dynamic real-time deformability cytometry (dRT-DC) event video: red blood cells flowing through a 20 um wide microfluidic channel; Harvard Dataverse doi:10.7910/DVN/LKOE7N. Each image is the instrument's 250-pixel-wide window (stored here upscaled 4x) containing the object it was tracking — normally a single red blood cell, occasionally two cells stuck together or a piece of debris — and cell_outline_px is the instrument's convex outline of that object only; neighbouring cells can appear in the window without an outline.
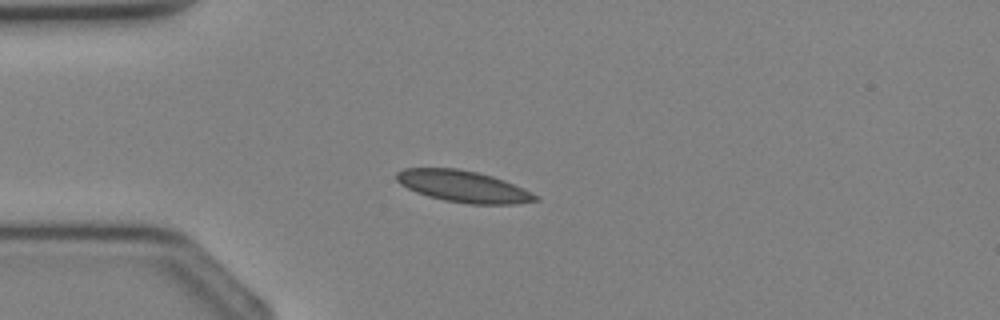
{"species": "Egyptian fruit bat (a non-hibernating species)", "species_latin": "Rousettus aegyptiacus", "temperature_condition": "cold", "stored_images_in_passage": 36, "camera_frame_rate_fps": 3000, "um_per_image_px": 0.085, "animal": {"sex": "female"}, "frame": {"image": 1, "passage_image": 9, "time_ms": 2.667, "image_size_px": [1000, 320], "cell_outline_px": [[540, 200], [516, 204], [468, 204], [444, 200], [428, 196], [416, 192], [400, 184], [396, 180], [396, 172], [404, 168], [456, 168], [476, 172], [492, 176], [504, 180], [524, 188], [540, 196]], "centroid_in_image_um": [39.4, 15.85], "position_along_channel_um": 45.6, "area_um2": 25.66}}
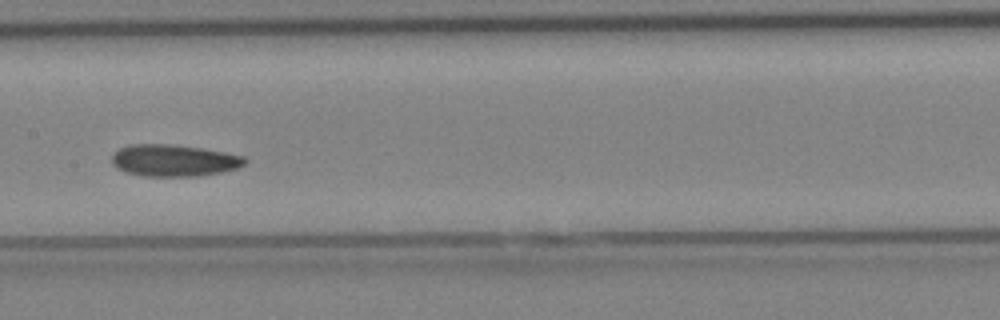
{"frame": {"image": 2, "passage_image": 18, "time_ms": 5.667, "image_size_px": [1000, 320], "cell_outline_px": [[248, 160], [244, 164], [236, 168], [220, 172], [200, 176], [144, 176], [128, 172], [116, 168], [112, 164], [112, 156], [120, 148], [132, 144], [168, 144], [204, 148], [244, 156]], "centroid_in_image_um": [14.79, 13.63], "position_along_channel_um": 192.6, "area_um2": 24.57}}
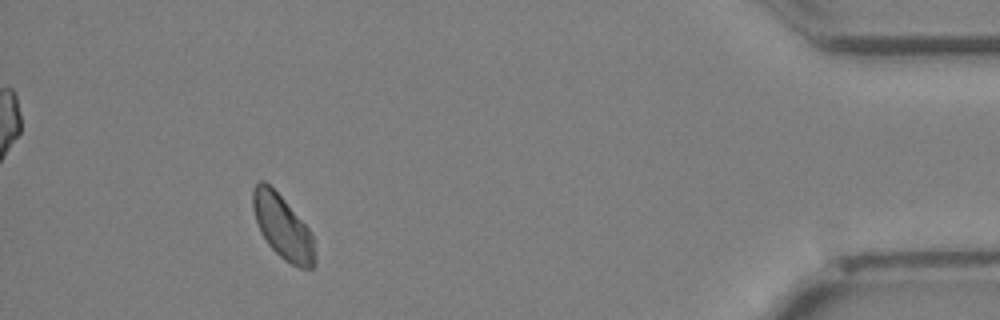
{"frame": {"image": 3, "passage_image": 33, "time_ms": 10.667, "image_size_px": [1000, 320], "cell_outline_px": [[316, 264], [312, 268], [300, 268], [284, 260], [268, 244], [260, 232], [252, 208], [252, 188], [260, 180], [264, 180], [284, 200], [308, 228], [312, 236]], "centroid_in_image_um": [24.0, 19.3], "position_along_channel_um": 411.2, "area_um2": 22.72}}